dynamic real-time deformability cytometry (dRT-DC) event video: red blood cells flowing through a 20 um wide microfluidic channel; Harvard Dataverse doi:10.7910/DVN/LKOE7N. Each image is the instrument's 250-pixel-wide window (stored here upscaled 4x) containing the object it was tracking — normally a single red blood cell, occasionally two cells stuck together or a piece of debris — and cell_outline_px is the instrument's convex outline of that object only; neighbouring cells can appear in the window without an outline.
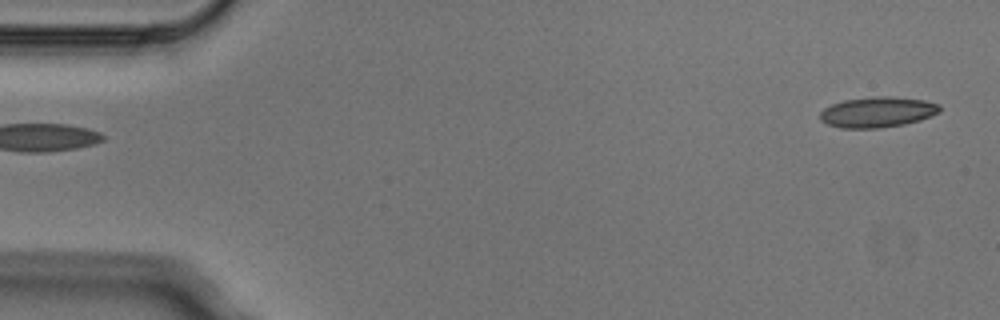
{"species": "Egyptian fruit bat (a non-hibernating species)", "species_latin": "Rousettus aegyptiacus", "temperature_condition": "cold", "stored_images_in_passage": 5, "segment_of_instrument_passage": [2, 2], "camera_frame_rate_fps": 3000, "um_per_image_px": 0.085, "animal": {"sex": "male"}, "frame": {"image": 1, "passage_image": 5, "time_ms": 1.333, "image_size_px": [1000, 320], "cell_outline_px": [[940, 112], [920, 120], [904, 124], [876, 128], [840, 128], [828, 124], [820, 120], [820, 112], [824, 108], [832, 104], [844, 100], [872, 96], [888, 96], [924, 100], [940, 104]], "centroid_in_image_um": [74.58, 9.52], "position_along_channel_um": 10.4, "area_um2": 21.27}}